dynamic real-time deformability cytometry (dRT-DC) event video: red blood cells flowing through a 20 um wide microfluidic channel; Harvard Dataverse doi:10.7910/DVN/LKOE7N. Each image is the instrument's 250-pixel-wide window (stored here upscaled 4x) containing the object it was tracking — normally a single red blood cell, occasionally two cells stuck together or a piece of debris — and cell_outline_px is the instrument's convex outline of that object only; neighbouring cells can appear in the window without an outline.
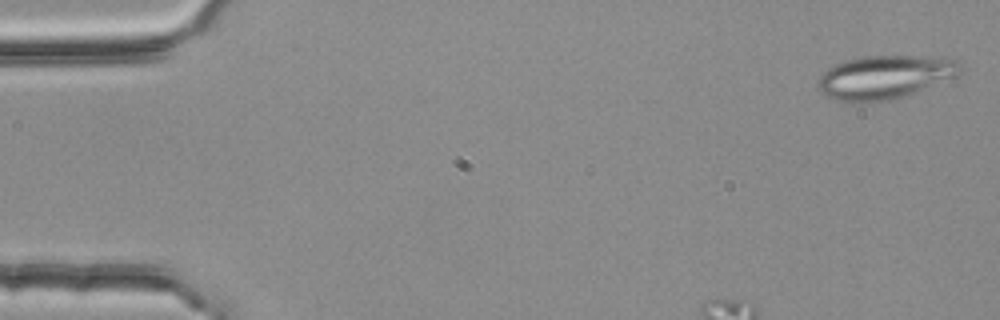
{"species": "common noctule bat (a hibernating species)", "species_latin": "Nyctalus noctula", "temperature_condition": "room temperature", "stored_images_in_passage": 15, "camera_frame_rate_fps": 3000, "um_per_image_px": 0.085, "animal": {"sex": "female", "body_mass_g": 25.1}, "frame": {"image": 1, "passage_image": 1, "time_ms": 0.0, "image_size_px": [1000, 320], "cell_outline_px": [[964, 68], [956, 76], [896, 100], [856, 104], [852, 104], [836, 100], [824, 96], [816, 88], [816, 80], [828, 68], [844, 60], [864, 56], [940, 56], [956, 60]], "centroid_in_image_um": [75.16, 6.58], "position_along_channel_um": 9.8, "area_um2": 37.05}}